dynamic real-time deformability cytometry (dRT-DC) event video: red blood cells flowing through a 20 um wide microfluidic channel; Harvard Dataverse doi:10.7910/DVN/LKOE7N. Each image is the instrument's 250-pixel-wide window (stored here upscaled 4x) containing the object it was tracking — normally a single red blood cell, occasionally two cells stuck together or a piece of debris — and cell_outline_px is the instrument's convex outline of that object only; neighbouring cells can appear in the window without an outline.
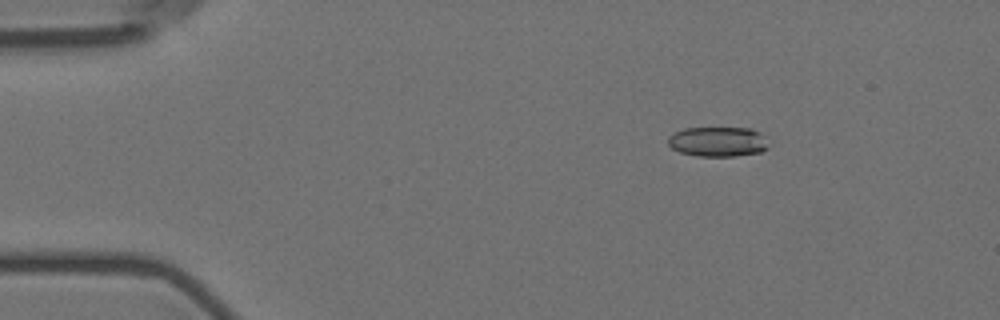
{"species": "Egyptian fruit bat (a non-hibernating species)", "species_latin": "Rousettus aegyptiacus", "temperature_condition": "room temperature", "stored_images_in_passage": 3, "camera_frame_rate_fps": 3000, "um_per_image_px": 0.085, "animal": {"sex": "female"}, "frame": {"image": 1, "passage_image": 1, "time_ms": 0.0, "image_size_px": [1000, 320], "cell_outline_px": [[768, 148], [760, 152], [736, 156], [696, 156], [680, 152], [672, 148], [668, 144], [668, 136], [684, 128], [752, 128], [760, 132], [764, 136]], "centroid_in_image_um": [61.02, 12.04], "position_along_channel_um": 24.0, "area_um2": 17.51}}